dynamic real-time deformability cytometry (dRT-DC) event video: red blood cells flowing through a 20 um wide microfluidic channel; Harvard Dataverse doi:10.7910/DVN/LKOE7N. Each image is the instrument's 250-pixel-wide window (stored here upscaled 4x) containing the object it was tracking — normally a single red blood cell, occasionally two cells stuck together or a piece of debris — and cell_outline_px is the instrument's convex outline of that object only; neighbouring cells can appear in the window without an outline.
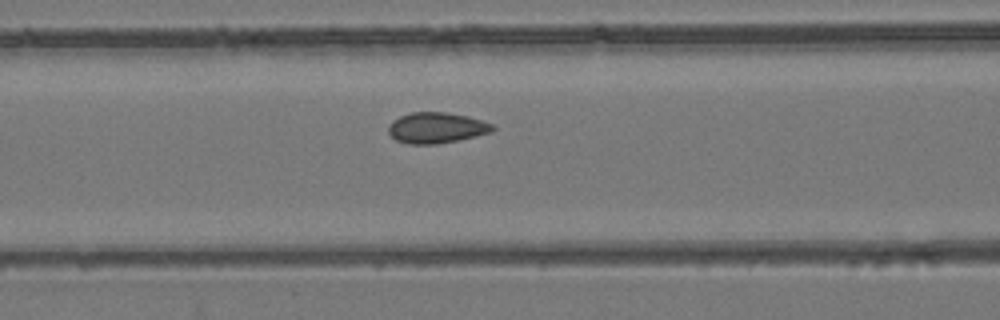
{"species": "common noctule bat (a hibernating species)", "species_latin": "Nyctalus noctula", "temperature_condition": "room temperature", "stored_images_in_passage": 19, "camera_frame_rate_fps": 3000, "um_per_image_px": 0.085, "animal": {"sex": "female", "body_mass_g": 24.6, "forearm_length_mm": 56.2}, "frame": {"image": 1, "passage_image": 14, "time_ms": 4.333, "image_size_px": [1000, 320], "cell_outline_px": [[496, 128], [492, 132], [476, 136], [436, 144], [408, 144], [396, 140], [388, 132], [388, 124], [392, 120], [400, 116], [412, 112], [448, 112], [468, 116], [492, 124]], "centroid_in_image_um": [37.08, 10.86], "position_along_channel_um": 129.5, "area_um2": 18.73}}